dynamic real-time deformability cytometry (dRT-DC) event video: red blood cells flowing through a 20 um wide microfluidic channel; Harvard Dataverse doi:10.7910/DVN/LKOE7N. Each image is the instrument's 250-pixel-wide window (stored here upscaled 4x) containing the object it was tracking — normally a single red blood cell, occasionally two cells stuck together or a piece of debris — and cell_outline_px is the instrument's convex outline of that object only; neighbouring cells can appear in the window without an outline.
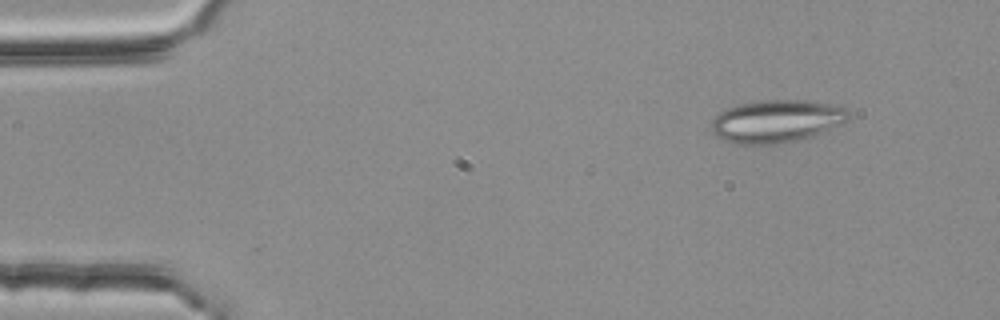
{"species": "common noctule bat (a hibernating species)", "species_latin": "Nyctalus noctula", "temperature_condition": "room temperature", "stored_images_in_passage": 3, "camera_frame_rate_fps": 3000, "um_per_image_px": 0.085, "animal": {"sex": "female", "body_mass_g": 25.1}, "frame": {"image": 1, "passage_image": 1, "time_ms": 0.0, "image_size_px": [1000, 320], "cell_outline_px": [[852, 116], [848, 120], [840, 124], [800, 140], [776, 144], [736, 144], [724, 140], [716, 136], [712, 132], [708, 124], [720, 112], [736, 104], [760, 100], [804, 100], [828, 104], [844, 108]], "centroid_in_image_um": [65.94, 10.3], "position_along_channel_um": 19.1, "area_um2": 34.1}}